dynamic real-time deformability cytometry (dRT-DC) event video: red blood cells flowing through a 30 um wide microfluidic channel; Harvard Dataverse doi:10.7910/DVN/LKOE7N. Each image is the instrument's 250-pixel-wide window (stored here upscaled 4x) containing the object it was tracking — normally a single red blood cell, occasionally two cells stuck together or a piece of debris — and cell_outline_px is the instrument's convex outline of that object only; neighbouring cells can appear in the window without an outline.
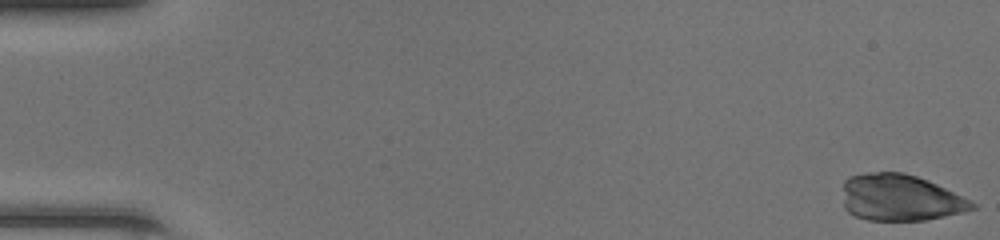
{"species": "common noctule bat (a hibernating species)", "species_latin": "Nyctalus noctula", "temperature_condition": "room temperature", "stored_images_in_passage": 48, "camera_frame_rate_fps": 3000, "um_per_image_px": 0.085, "animal": {"sex": "female", "body_mass_g": 20.0, "forearm_length_mm": 54.0}, "frame": {"image": 1, "passage_image": 1, "time_ms": 0.0, "image_size_px": [1000, 240], "cell_outline_px": [[976, 208], [944, 216], [924, 220], [868, 220], [856, 216], [848, 212], [844, 208], [844, 180], [848, 176], [868, 172], [904, 172], [928, 180], [976, 204]], "centroid_in_image_um": [76.46, 16.79], "position_along_channel_um": 8.5, "area_um2": 34.74}}